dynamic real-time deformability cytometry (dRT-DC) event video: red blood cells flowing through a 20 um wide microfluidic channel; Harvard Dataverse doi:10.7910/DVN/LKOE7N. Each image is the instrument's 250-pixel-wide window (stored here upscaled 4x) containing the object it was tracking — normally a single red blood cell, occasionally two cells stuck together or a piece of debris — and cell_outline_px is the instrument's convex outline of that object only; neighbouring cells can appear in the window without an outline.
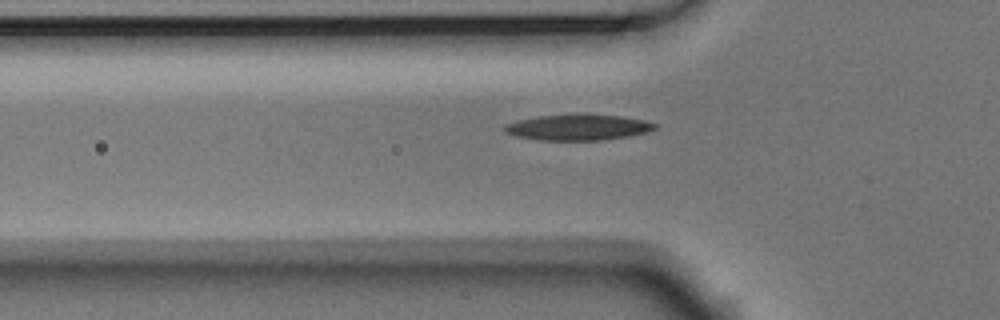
{"species": "Egyptian fruit bat (a non-hibernating species)", "species_latin": "Rousettus aegyptiacus", "temperature_condition": "room temperature", "stored_images_in_passage": 38, "camera_frame_rate_fps": 3000, "um_per_image_px": 0.085, "animal": {"sex": "male"}, "frame": {"image": 1, "passage_image": 2, "time_ms": 0.333, "image_size_px": [1000, 320], "cell_outline_px": [[660, 124], [656, 128], [644, 132], [628, 136], [600, 140], [536, 140], [516, 136], [504, 132], [504, 128], [508, 124], [520, 120], [540, 116], [572, 112], [620, 116], [644, 120]], "centroid_in_image_um": [49.14, 10.8], "position_along_channel_um": 76.7, "area_um2": 22.89}}
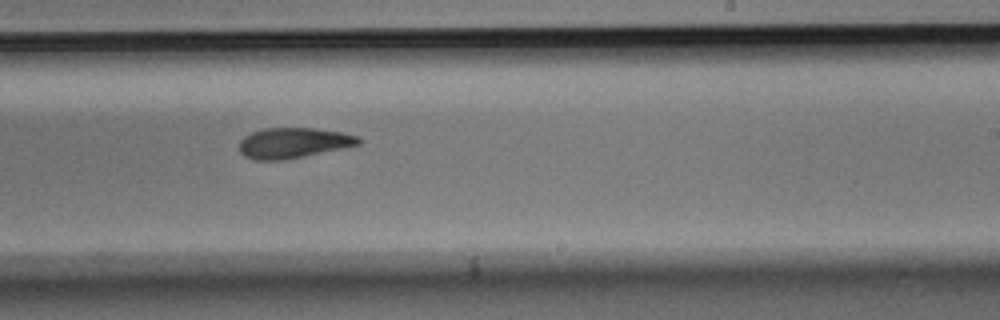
{"frame": {"image": 2, "passage_image": 17, "time_ms": 5.333, "image_size_px": [1000, 320], "cell_outline_px": [[364, 140], [360, 144], [304, 156], [280, 160], [252, 160], [244, 156], [240, 152], [240, 140], [244, 136], [252, 132], [264, 128], [312, 128], [340, 132], [356, 136]], "centroid_in_image_um": [24.9, 12.15], "position_along_channel_um": 264.1, "area_um2": 20.98}}
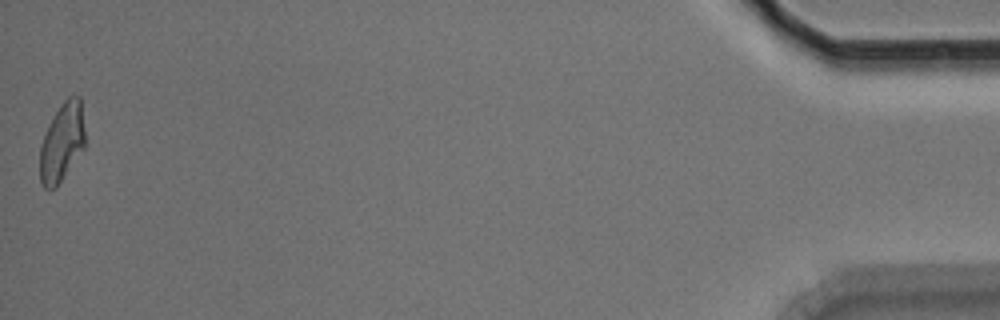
{"frame": {"image": 3, "passage_image": 38, "time_ms": 12.333, "image_size_px": [1000, 320], "cell_outline_px": [[84, 148], [56, 188], [48, 192], [44, 188], [40, 180], [40, 148], [44, 136], [56, 112], [64, 100], [68, 96], [80, 96], [84, 128]], "centroid_in_image_um": [5.26, 12.15], "position_along_channel_um": 429.9, "area_um2": 20.4}, "authors_computed_cell_mechanics": {"area_um2": 21.386, "velocity_mm_per_s": 3.7327, "shape_relaxation_time_tau1_ms": 6.9066, "shape_relaxation_time_tau2_ms": 6.5061, "deformation_change_tau1": 0.1935, "deformation_change_tau2": 0.1591}}